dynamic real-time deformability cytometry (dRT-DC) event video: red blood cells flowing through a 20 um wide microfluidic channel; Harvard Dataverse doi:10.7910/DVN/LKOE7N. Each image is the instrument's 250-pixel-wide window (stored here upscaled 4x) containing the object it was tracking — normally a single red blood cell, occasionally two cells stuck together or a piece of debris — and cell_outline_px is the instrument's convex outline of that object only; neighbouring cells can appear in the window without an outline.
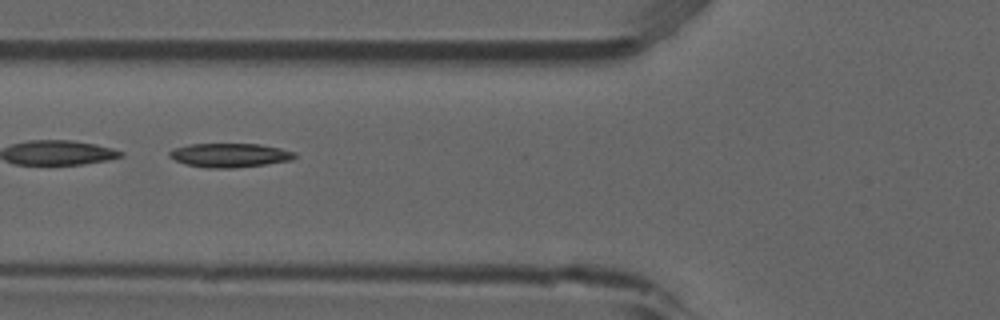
{"species": "common noctule bat (a hibernating species)", "species_latin": "Nyctalus noctula", "temperature_condition": "room temperature", "stored_images_in_passage": 5, "camera_frame_rate_fps": 3000, "um_per_image_px": 0.085, "animal": {"sex": "male", "forearm_length_mm": 52.5}, "frame": {"image": 1, "passage_image": 4, "time_ms": 1.0, "image_size_px": [1000, 320], "cell_outline_px": [[296, 156], [288, 160], [264, 164], [232, 168], [204, 168], [188, 164], [176, 160], [168, 156], [168, 152], [176, 148], [188, 144], [260, 144], [280, 148], [296, 152]], "centroid_in_image_um": [19.51, 13.19], "position_along_channel_um": 106.3, "area_um2": 17.28}}
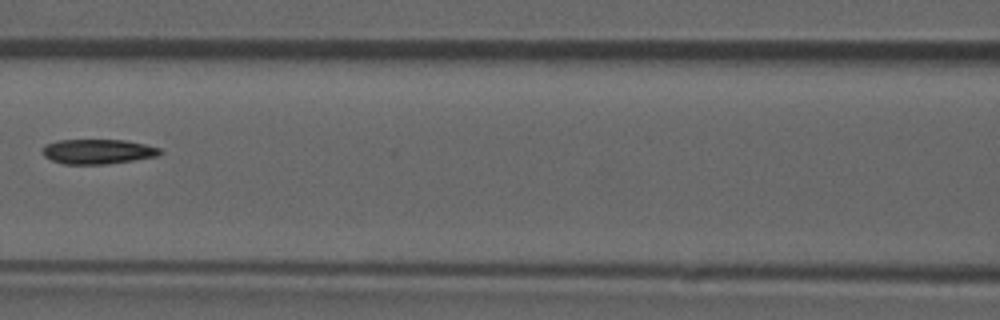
{"frame": {"image": 2, "passage_image": 5, "time_ms": 1.333, "image_size_px": [1000, 320], "cell_outline_px": [[164, 152], [156, 156], [108, 164], [64, 164], [52, 160], [44, 156], [40, 152], [44, 144], [56, 140], [124, 140], [144, 144], [160, 148]], "centroid_in_image_um": [8.26, 12.88], "position_along_channel_um": 158.3, "area_um2": 17.05}}